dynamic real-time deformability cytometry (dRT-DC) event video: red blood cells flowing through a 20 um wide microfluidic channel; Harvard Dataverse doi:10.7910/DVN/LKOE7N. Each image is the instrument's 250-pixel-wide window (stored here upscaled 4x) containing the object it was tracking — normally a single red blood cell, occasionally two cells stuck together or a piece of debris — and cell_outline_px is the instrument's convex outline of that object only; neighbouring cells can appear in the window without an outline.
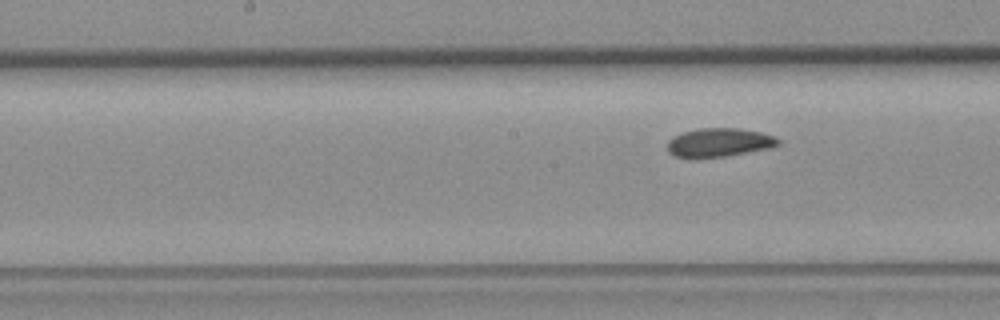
{"species": "common noctule bat (a hibernating species)", "species_latin": "Nyctalus noctula", "temperature_condition": "room temperature", "stored_images_in_passage": 9, "segment_of_instrument_passage": [2, 2], "camera_frame_rate_fps": 3000, "um_per_image_px": 0.085, "animal": {"sex": "female", "body_mass_g": 19.3, "forearm_length_mm": 54.1}, "frame": {"image": 1, "passage_image": 9, "time_ms": 10.333, "image_size_px": [1000, 320], "cell_outline_px": [[780, 144], [768, 148], [724, 156], [676, 156], [668, 152], [668, 140], [684, 132], [700, 128], [736, 128], [760, 132], [772, 136], [780, 140]], "centroid_in_image_um": [61.14, 12.09], "position_along_channel_um": 187.1, "area_um2": 17.8}}